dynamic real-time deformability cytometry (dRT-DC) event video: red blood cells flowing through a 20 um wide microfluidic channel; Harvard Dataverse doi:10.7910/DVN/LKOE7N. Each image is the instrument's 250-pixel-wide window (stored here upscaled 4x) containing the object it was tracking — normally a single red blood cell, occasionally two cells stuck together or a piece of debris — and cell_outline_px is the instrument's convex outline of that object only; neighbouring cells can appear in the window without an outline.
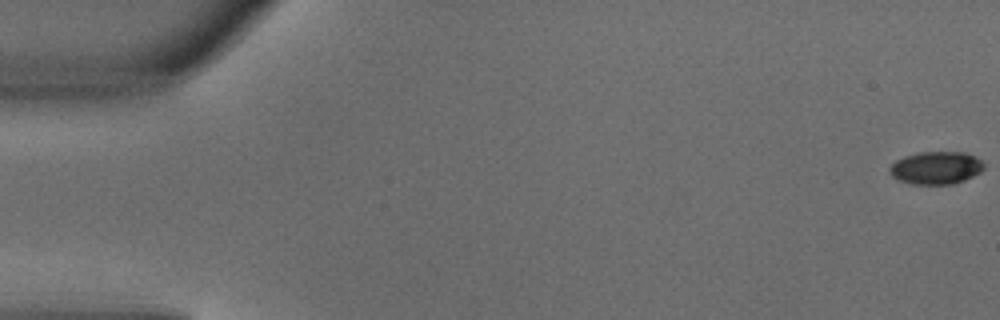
{"species": "common noctule bat (a hibernating species)", "species_latin": "Nyctalus noctula", "temperature_condition": "warm", "stored_images_in_passage": 8, "camera_frame_rate_fps": 3000, "um_per_image_px": 0.085, "animal": {"sex": "male", "body_mass_g": 18.8}, "frame": {"image": 1, "passage_image": 1, "time_ms": 0.0, "image_size_px": [1000, 320], "cell_outline_px": [[984, 168], [980, 172], [964, 180], [952, 184], [912, 184], [896, 180], [888, 172], [888, 168], [896, 160], [904, 156], [920, 152], [964, 152], [980, 160], [984, 164]], "centroid_in_image_um": [79.51, 14.27], "position_along_channel_um": 5.5, "area_um2": 17.98}}
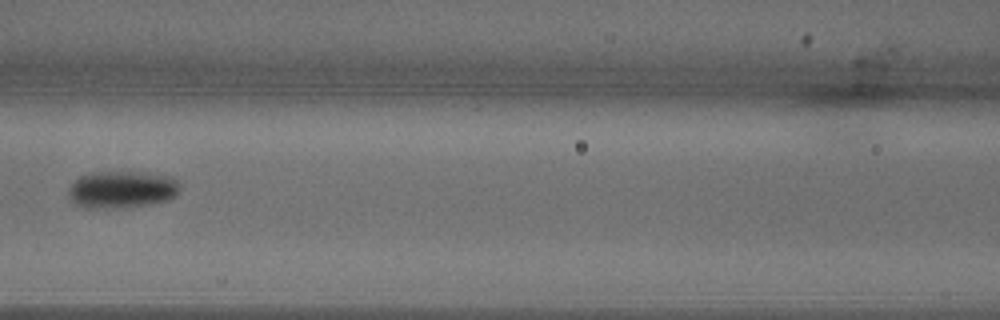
{"frame": {"image": 2, "passage_image": 7, "time_ms": 2.0, "image_size_px": [1000, 320], "cell_outline_px": [[180, 188], [176, 196], [168, 200], [152, 204], [132, 208], [80, 208], [72, 204], [68, 196], [68, 188], [72, 180], [80, 176], [92, 172], [140, 172], [172, 176], [176, 180]], "centroid_in_image_um": [10.31, 16.13], "position_along_channel_um": 156.3, "area_um2": 24.91}}
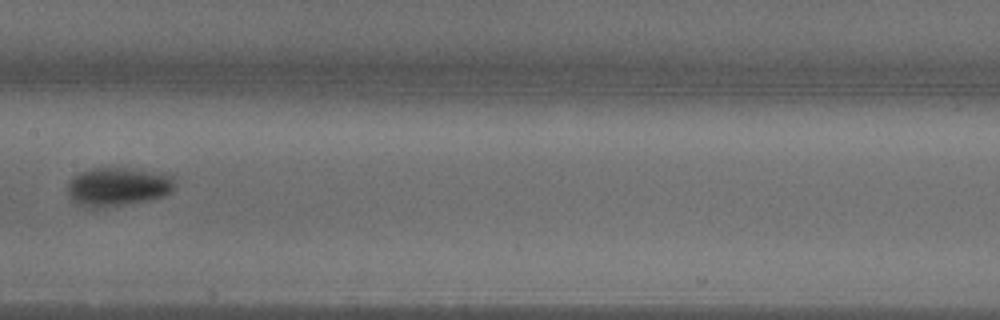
{"frame": {"image": 3, "passage_image": 8, "time_ms": 2.333, "image_size_px": [1000, 320], "cell_outline_px": [[172, 192], [164, 196], [148, 200], [92, 208], [88, 208], [76, 204], [68, 196], [68, 180], [72, 176], [88, 168], [132, 168], [172, 176]], "centroid_in_image_um": [9.93, 15.86], "position_along_channel_um": 197.5, "area_um2": 23.93}}